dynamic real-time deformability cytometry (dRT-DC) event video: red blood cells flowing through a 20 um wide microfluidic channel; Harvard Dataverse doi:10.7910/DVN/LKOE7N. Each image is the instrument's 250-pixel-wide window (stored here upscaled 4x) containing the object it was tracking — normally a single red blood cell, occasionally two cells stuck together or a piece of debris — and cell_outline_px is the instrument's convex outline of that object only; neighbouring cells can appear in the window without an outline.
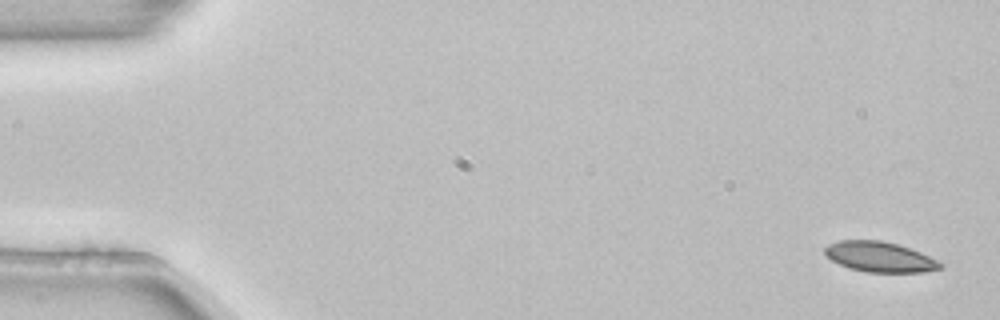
{"species": "common noctule bat (a hibernating species)", "species_latin": "Nyctalus noctula", "temperature_condition": "room temperature", "stored_images_in_passage": 6, "camera_frame_rate_fps": 3000, "um_per_image_px": 0.085, "animal": {"sex": "female", "body_mass_g": 22.7, "forearm_length_mm": 54.2}, "frame": {"image": 1, "passage_image": 1, "time_ms": 0.0, "image_size_px": [1000, 320], "cell_outline_px": [[944, 268], [924, 272], [864, 272], [848, 268], [824, 256], [824, 248], [828, 244], [840, 240], [880, 240], [896, 244], [920, 252], [944, 264]], "centroid_in_image_um": [74.75, 21.84], "position_along_channel_um": 10.2, "area_um2": 20.4}}
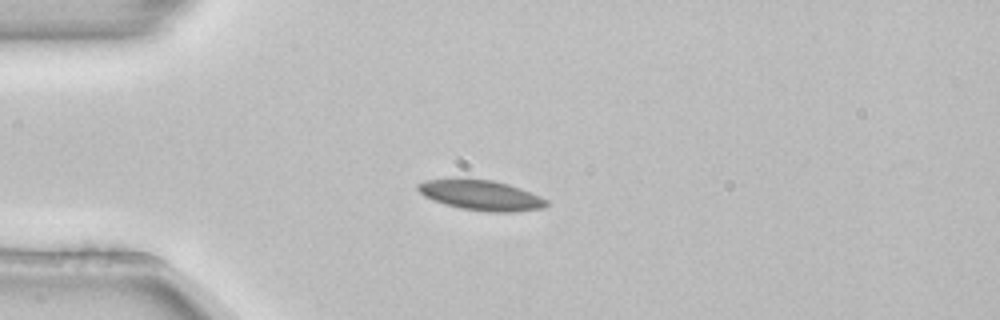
{"frame": {"image": 2, "passage_image": 4, "time_ms": 1.0, "image_size_px": [1000, 320], "cell_outline_px": [[548, 204], [544, 208], [512, 212], [488, 212], [460, 208], [444, 204], [432, 200], [424, 196], [416, 188], [416, 184], [428, 180], [452, 176], [464, 176], [492, 180], [508, 184], [520, 188], [540, 196], [548, 200]], "centroid_in_image_um": [40.82, 16.55], "position_along_channel_um": 44.2, "area_um2": 23.35}}